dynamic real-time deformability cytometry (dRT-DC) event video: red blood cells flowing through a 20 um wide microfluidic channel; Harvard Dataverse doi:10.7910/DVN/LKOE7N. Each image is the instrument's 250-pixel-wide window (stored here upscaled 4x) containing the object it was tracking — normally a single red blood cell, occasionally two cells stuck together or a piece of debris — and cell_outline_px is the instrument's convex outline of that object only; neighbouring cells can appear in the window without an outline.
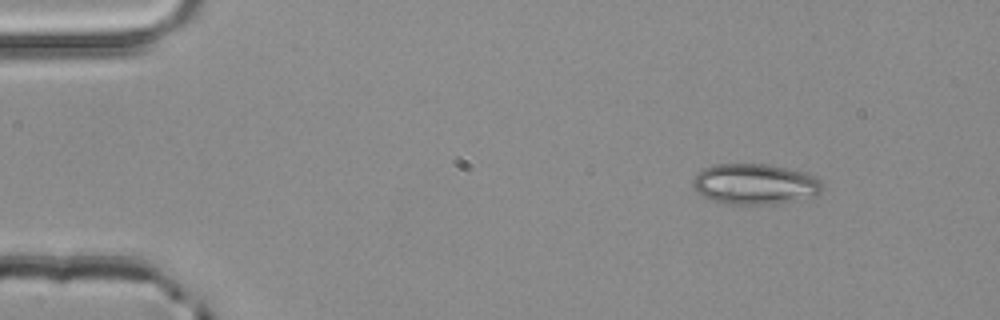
{"species": "common noctule bat (a hibernating species)", "species_latin": "Nyctalus noctula", "temperature_condition": "room temperature", "stored_images_in_passage": 3, "camera_frame_rate_fps": 3000, "um_per_image_px": 0.085, "animal": {"sex": "male", "body_mass_g": 20.4}, "frame": {"image": 1, "passage_image": 1, "time_ms": 0.0, "image_size_px": [1000, 320], "cell_outline_px": [[824, 188], [816, 196], [772, 204], [724, 204], [712, 200], [704, 196], [692, 188], [692, 180], [704, 168], [712, 164], [768, 164], [788, 168], [804, 172], [816, 176], [820, 180]], "centroid_in_image_um": [64.18, 15.64], "position_along_channel_um": 20.8, "area_um2": 30.81}}